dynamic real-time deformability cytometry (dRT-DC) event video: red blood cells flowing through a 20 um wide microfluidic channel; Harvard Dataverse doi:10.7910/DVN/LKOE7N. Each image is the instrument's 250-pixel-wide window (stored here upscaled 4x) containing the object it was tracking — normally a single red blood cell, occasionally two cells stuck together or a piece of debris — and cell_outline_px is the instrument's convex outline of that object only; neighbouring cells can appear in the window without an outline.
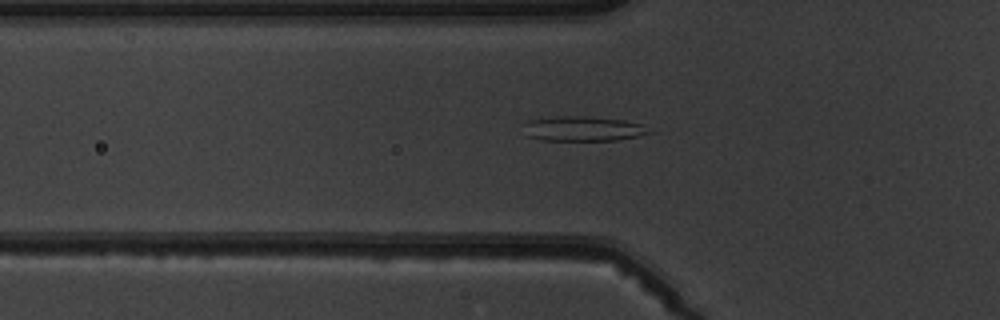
{"species": "common noctule bat (a hibernating species)", "species_latin": "Nyctalus noctula", "temperature_condition": "warm", "stored_images_in_passage": 6, "camera_frame_rate_fps": 3000, "um_per_image_px": 0.085, "animal": {"sex": "male", "body_mass_g": 19.5, "forearm_length_mm": 54.6}, "frame": {"image": 1, "passage_image": 6, "time_ms": 5.667, "image_size_px": [1000, 320], "cell_outline_px": [[656, 132], [616, 140], [540, 140], [524, 136], [528, 120], [556, 116], [584, 116], [624, 120], [640, 124]], "centroid_in_image_um": [49.56, 10.94], "position_along_channel_um": 76.2, "area_um2": 18.09}}